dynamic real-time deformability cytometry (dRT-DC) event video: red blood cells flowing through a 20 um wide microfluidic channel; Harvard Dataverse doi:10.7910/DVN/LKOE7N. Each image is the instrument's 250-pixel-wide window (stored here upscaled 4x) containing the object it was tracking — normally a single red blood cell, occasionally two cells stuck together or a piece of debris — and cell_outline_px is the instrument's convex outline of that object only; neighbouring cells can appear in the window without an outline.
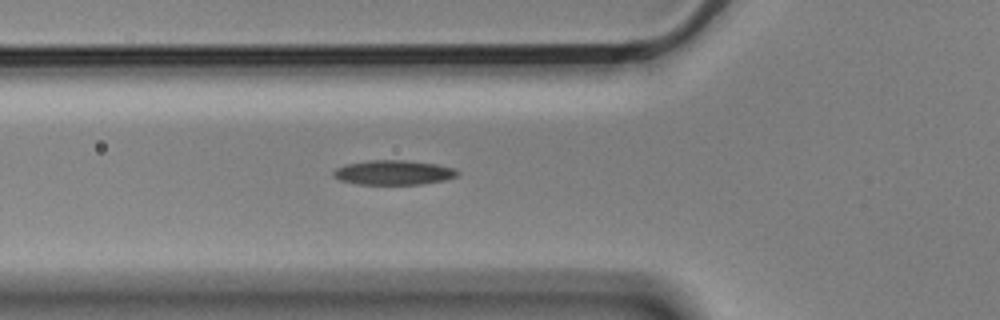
{"species": "Egyptian fruit bat (a non-hibernating species)", "species_latin": "Rousettus aegyptiacus", "temperature_condition": "cold", "stored_images_in_passage": 6, "camera_frame_rate_fps": 3000, "um_per_image_px": 0.085, "animal": {"sex": "male"}, "frame": {"image": 1, "passage_image": 6, "time_ms": 1.667, "image_size_px": [1000, 320], "cell_outline_px": [[460, 172], [456, 176], [444, 180], [420, 184], [356, 184], [340, 180], [332, 176], [332, 172], [336, 168], [344, 164], [368, 160], [404, 160], [436, 164], [456, 168]], "centroid_in_image_um": [33.42, 14.66], "position_along_channel_um": 92.4, "area_um2": 17.86}}